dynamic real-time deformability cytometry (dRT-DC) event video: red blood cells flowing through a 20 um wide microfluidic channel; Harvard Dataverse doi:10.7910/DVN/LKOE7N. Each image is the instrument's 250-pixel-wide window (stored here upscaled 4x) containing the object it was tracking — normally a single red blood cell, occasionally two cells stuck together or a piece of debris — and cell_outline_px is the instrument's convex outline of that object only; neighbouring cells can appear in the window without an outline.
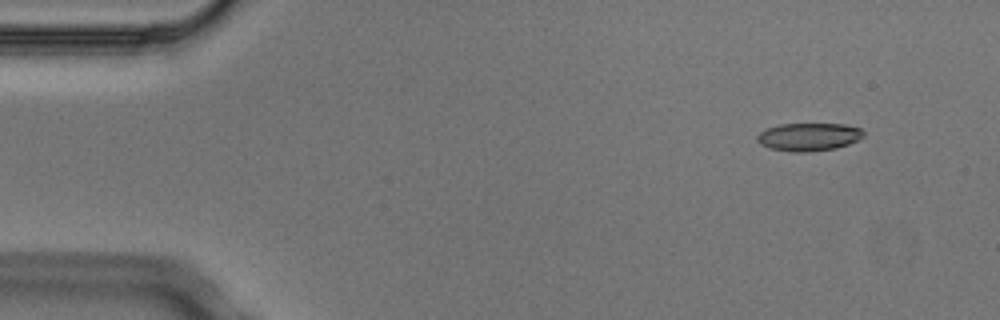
{"species": "Egyptian fruit bat (a non-hibernating species)", "species_latin": "Rousettus aegyptiacus", "temperature_condition": "cold", "stored_images_in_passage": 4, "camera_frame_rate_fps": 3000, "um_per_image_px": 0.085, "animal": {"sex": "male"}, "frame": {"image": 1, "passage_image": 2, "time_ms": 0.333, "image_size_px": [1000, 320], "cell_outline_px": [[864, 136], [860, 140], [836, 148], [808, 152], [792, 152], [768, 148], [760, 144], [756, 140], [756, 136], [760, 132], [768, 128], [780, 124], [844, 124], [860, 128], [864, 132]], "centroid_in_image_um": [68.74, 11.64], "position_along_channel_um": 16.3, "area_um2": 17.46}}
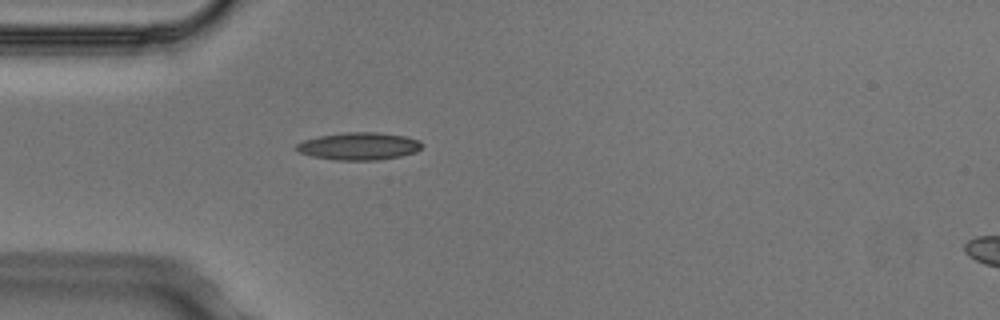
{"frame": {"image": 2, "passage_image": 4, "time_ms": 1.0, "image_size_px": [1000, 320], "cell_outline_px": [[424, 144], [416, 152], [400, 156], [376, 160], [336, 160], [312, 156], [300, 152], [296, 148], [296, 144], [304, 140], [320, 136], [344, 132], [376, 132], [404, 136], [420, 140]], "centroid_in_image_um": [30.53, 12.42], "position_along_channel_um": 54.5, "area_um2": 20.0}}